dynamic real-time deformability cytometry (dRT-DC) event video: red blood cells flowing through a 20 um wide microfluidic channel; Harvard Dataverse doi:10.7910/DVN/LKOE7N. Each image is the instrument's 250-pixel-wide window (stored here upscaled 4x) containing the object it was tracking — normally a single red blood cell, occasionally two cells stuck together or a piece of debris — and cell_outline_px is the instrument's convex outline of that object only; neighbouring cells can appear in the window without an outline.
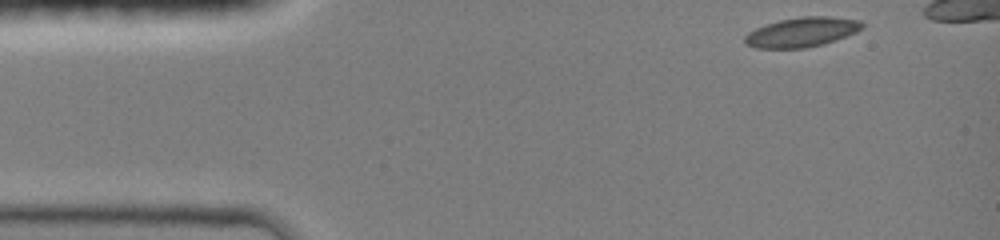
{"species": "common noctule bat (a hibernating species)", "species_latin": "Nyctalus noctula", "temperature_condition": "room temperature", "stored_images_in_passage": 38, "camera_frame_rate_fps": 3000, "um_per_image_px": 0.085, "animal": {"sex": "female", "body_mass_g": 19.0, "forearm_length_mm": 51.5}, "frame": {"image": 1, "passage_image": 1, "time_ms": 0.0, "image_size_px": [1000, 240], "cell_outline_px": [[864, 24], [856, 32], [824, 44], [804, 48], [756, 48], [744, 44], [744, 36], [748, 32], [764, 24], [780, 20], [804, 16], [828, 16], [860, 20]], "centroid_in_image_um": [68.11, 2.73], "position_along_channel_um": 16.9, "area_um2": 20.23}}
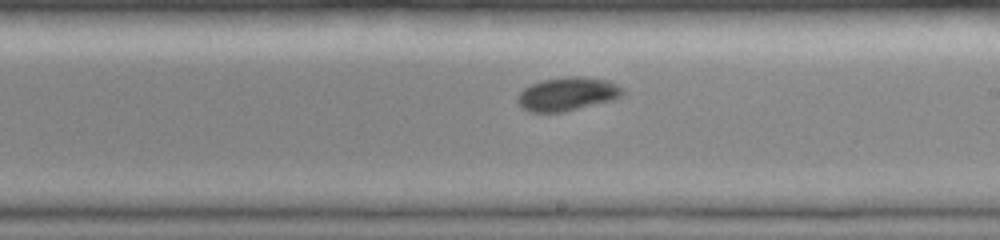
{"frame": {"image": 2, "passage_image": 23, "time_ms": 7.333, "image_size_px": [1000, 240], "cell_outline_px": [[624, 92], [620, 96], [612, 100], [564, 112], [532, 112], [520, 108], [516, 100], [516, 96], [524, 88], [540, 80], [568, 76], [584, 76], [608, 80], [624, 88]], "centroid_in_image_um": [48.2, 7.98], "position_along_channel_um": 240.8, "area_um2": 20.75}}
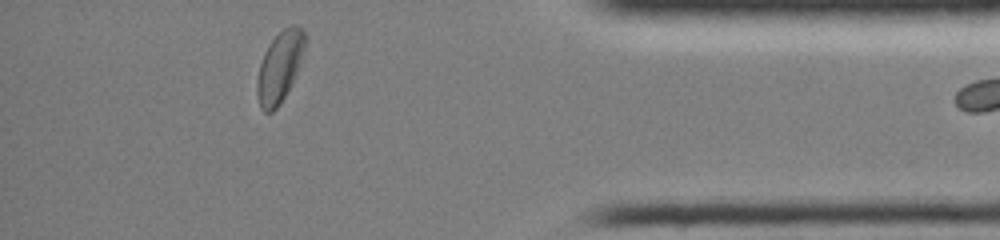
{"frame": {"image": 3, "passage_image": 37, "time_ms": 12.0, "image_size_px": [1000, 240], "cell_outline_px": [[304, 48], [296, 72], [280, 104], [272, 112], [264, 112], [260, 108], [256, 92], [256, 80], [260, 64], [264, 52], [268, 44], [284, 28], [292, 24], [296, 24], [304, 32]], "centroid_in_image_um": [23.72, 5.69], "position_along_channel_um": 411.5, "area_um2": 19.31}}